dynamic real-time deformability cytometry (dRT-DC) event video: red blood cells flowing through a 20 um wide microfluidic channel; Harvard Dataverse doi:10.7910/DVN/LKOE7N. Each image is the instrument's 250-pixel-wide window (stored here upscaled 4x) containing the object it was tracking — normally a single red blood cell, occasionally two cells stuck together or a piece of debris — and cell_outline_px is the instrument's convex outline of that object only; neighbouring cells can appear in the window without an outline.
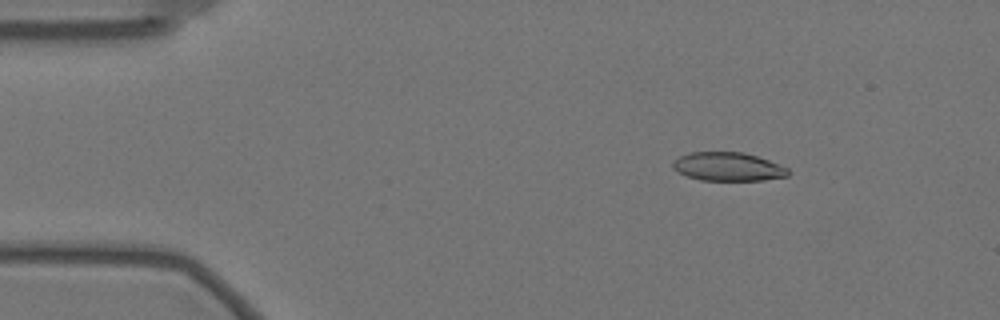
{"species": "Egyptian fruit bat (a non-hibernating species)", "species_latin": "Rousettus aegyptiacus", "temperature_condition": "warm", "stored_images_in_passage": 49, "camera_frame_rate_fps": 3000, "um_per_image_px": 0.085, "animal": {"sex": "female"}, "frame": {"image": 1, "passage_image": 3, "time_ms": 0.667, "image_size_px": [1000, 320], "cell_outline_px": [[788, 176], [764, 180], [700, 180], [688, 176], [672, 168], [672, 160], [688, 152], [744, 152], [768, 160], [788, 168]], "centroid_in_image_um": [61.85, 14.16], "position_along_channel_um": 23.1, "area_um2": 19.13}}
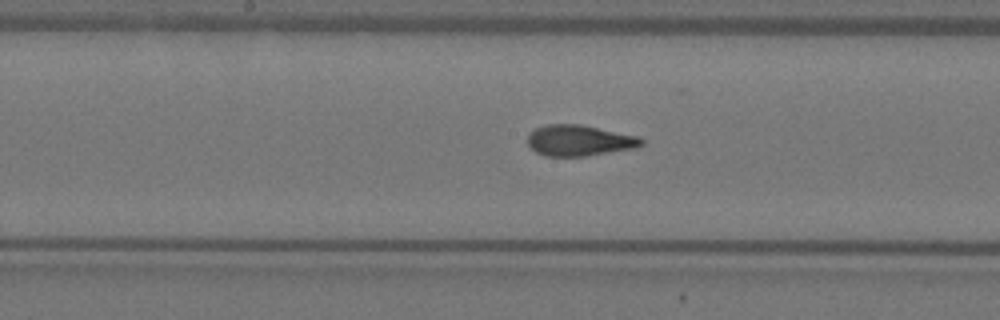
{"frame": {"image": 2, "passage_image": 24, "time_ms": 7.667, "image_size_px": [1000, 320], "cell_outline_px": [[644, 144], [636, 148], [584, 156], [544, 156], [536, 152], [528, 144], [528, 136], [536, 128], [548, 124], [580, 124], [640, 136], [644, 140]], "centroid_in_image_um": [49.28, 11.94], "position_along_channel_um": 198.9, "area_um2": 20.52}}
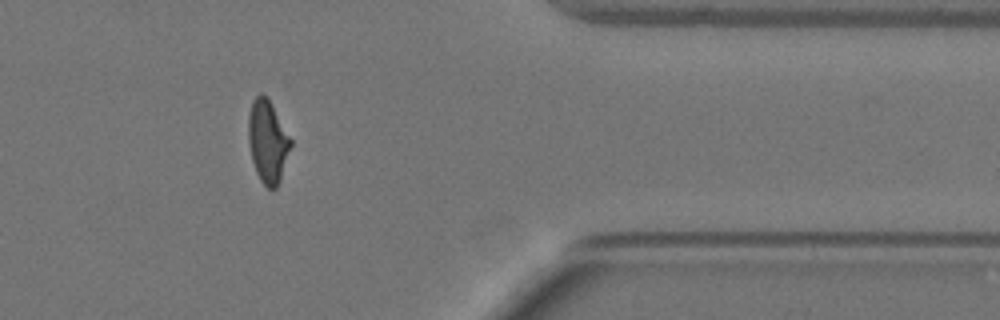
{"frame": {"image": 3, "passage_image": 42, "time_ms": 13.667, "image_size_px": [1000, 320], "cell_outline_px": [[292, 144], [280, 180], [276, 188], [268, 188], [260, 180], [256, 172], [252, 160], [248, 140], [248, 116], [252, 100], [260, 92], [268, 96], [292, 140]], "centroid_in_image_um": [22.75, 11.98], "position_along_channel_um": 388.7, "area_um2": 20.52}}